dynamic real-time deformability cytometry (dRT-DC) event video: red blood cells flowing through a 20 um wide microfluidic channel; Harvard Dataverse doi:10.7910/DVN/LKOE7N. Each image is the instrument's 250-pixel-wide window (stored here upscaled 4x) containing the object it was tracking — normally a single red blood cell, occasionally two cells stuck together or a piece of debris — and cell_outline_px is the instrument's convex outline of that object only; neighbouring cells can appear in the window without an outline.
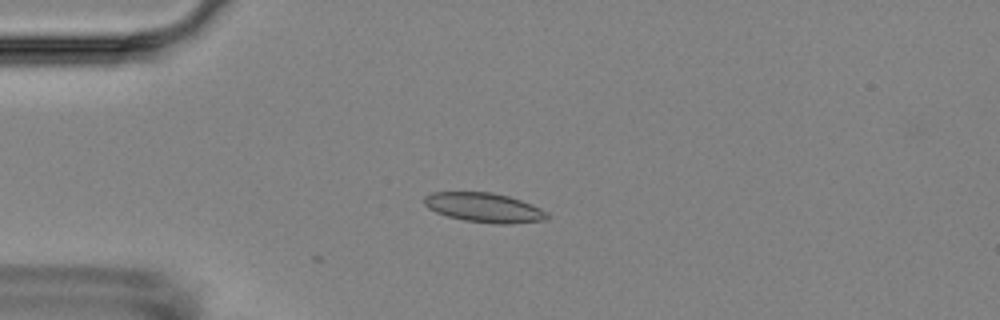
{"species": "Egyptian fruit bat (a non-hibernating species)", "species_latin": "Rousettus aegyptiacus", "temperature_condition": "room temperature", "stored_images_in_passage": 5, "camera_frame_rate_fps": 3000, "um_per_image_px": 0.085, "animal": {"sex": "female"}, "frame": {"image": 1, "passage_image": 4, "time_ms": 4.0, "image_size_px": [1000, 320], "cell_outline_px": [[552, 216], [548, 220], [512, 224], [496, 224], [464, 220], [448, 216], [436, 212], [428, 208], [424, 204], [424, 196], [432, 192], [492, 192], [508, 196], [532, 204], [548, 212]], "centroid_in_image_um": [41.2, 17.65], "position_along_channel_um": 43.8, "area_um2": 21.33}}